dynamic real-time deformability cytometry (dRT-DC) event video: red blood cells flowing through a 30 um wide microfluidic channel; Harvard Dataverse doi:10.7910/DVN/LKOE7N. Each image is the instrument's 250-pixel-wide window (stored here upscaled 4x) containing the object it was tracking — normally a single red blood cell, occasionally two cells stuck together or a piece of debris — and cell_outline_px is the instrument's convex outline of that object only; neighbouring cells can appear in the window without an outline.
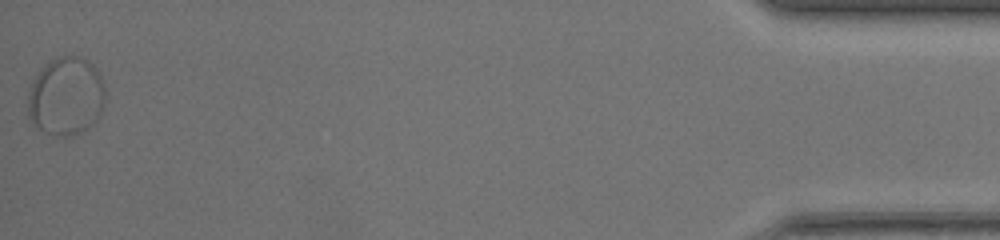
{"species": "common noctule bat (a hibernating species)", "species_latin": "Nyctalus noctula", "temperature_condition": "warm", "stored_images_in_passage": 48, "segment_of_instrument_passage": [2, 2], "camera_frame_rate_fps": 3000, "um_per_image_px": 0.085, "animal": {"sex": "female", "body_mass_g": 17.0, "forearm_length_mm": 48.0}, "frame": {"image": 1, "passage_image": 48, "time_ms": 15.667, "image_size_px": [1000, 240], "cell_outline_px": [[104, 108], [100, 116], [88, 128], [68, 136], [64, 136], [48, 132], [40, 128], [32, 120], [28, 108], [28, 96], [32, 84], [40, 68], [52, 60], [60, 56], [80, 56], [88, 60], [96, 68], [100, 76], [104, 88]], "centroid_in_image_um": [5.65, 8.15], "position_along_channel_um": 429.6, "area_um2": 34.8}}